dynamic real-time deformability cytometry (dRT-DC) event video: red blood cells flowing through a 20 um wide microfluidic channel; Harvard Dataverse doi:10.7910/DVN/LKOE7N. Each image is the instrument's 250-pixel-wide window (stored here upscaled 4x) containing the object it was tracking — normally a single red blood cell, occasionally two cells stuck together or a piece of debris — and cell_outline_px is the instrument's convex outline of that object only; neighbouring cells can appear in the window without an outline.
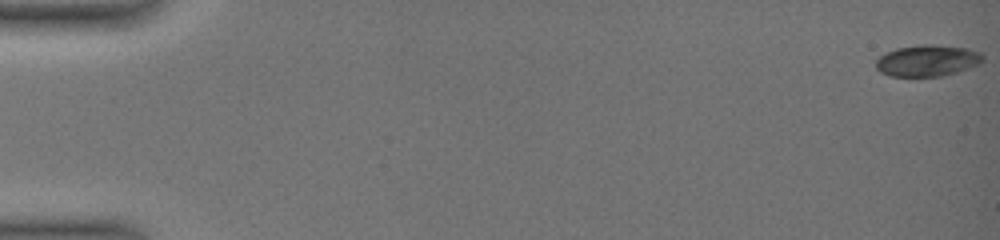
{"species": "common noctule bat (a hibernating species)", "species_latin": "Nyctalus noctula", "temperature_condition": "warm", "stored_images_in_passage": 51, "camera_frame_rate_fps": 3000, "um_per_image_px": 0.085, "animal": {"sex": "female", "body_mass_g": 19.0, "forearm_length_mm": 51.5}, "frame": {"image": 1, "passage_image": 1, "time_ms": 0.0, "image_size_px": [1000, 240], "cell_outline_px": [[984, 60], [980, 64], [956, 72], [940, 76], [888, 76], [880, 72], [876, 68], [876, 60], [880, 56], [896, 48], [924, 44], [932, 44], [968, 48], [980, 52], [984, 56]], "centroid_in_image_um": [78.84, 5.15], "position_along_channel_um": 6.2, "area_um2": 19.59}}
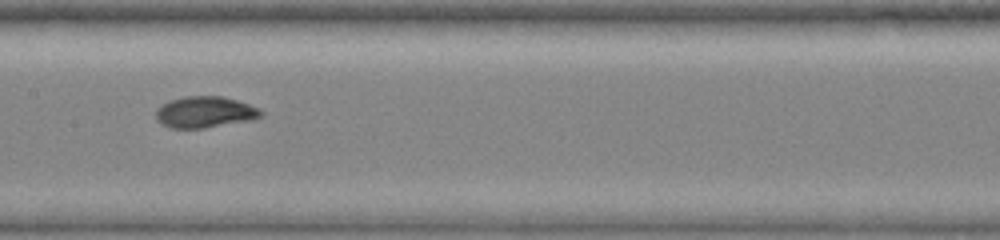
{"frame": {"image": 2, "passage_image": 29, "time_ms": 9.333, "image_size_px": [1000, 240], "cell_outline_px": [[264, 116], [252, 120], [204, 128], [172, 128], [160, 124], [156, 120], [156, 108], [168, 100], [184, 96], [224, 96], [260, 108], [264, 112]], "centroid_in_image_um": [17.42, 9.52], "position_along_channel_um": 190.0, "area_um2": 19.48}}
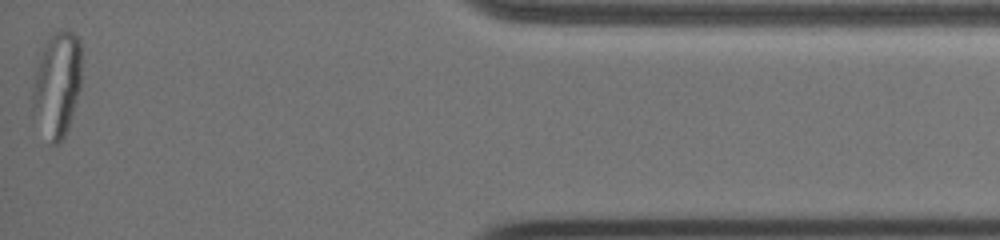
{"frame": {"image": 3, "passage_image": 51, "time_ms": 16.667, "image_size_px": [1000, 240], "cell_outline_px": [[80, 88], [68, 128], [60, 144], [52, 144], [32, 108], [32, 88], [36, 68], [40, 56], [48, 40], [60, 28], [68, 28], [80, 40]], "centroid_in_image_um": [4.87, 7.12], "position_along_channel_um": 430.3, "area_um2": 29.42}, "authors_computed_cell_mechanics": {"area_um2": 19.5942, "velocity_mm_per_s": 3.9148, "shape_relaxation_time_tau1_ms": 7.9572, "shape_relaxation_time_tau2_ms": null, "deformation_change_tau1": 0.268, "deformation_change_tau2": null}}